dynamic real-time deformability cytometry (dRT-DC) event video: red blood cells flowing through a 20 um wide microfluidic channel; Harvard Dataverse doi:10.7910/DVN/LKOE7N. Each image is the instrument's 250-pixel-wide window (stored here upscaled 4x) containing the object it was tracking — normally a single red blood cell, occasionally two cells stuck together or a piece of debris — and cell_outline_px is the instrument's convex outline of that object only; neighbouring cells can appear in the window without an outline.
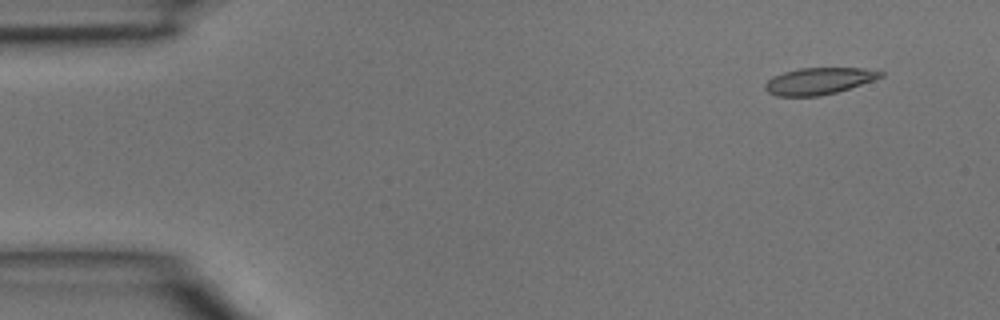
{"species": "common noctule bat (a hibernating species)", "species_latin": "Nyctalus noctula", "temperature_condition": "room temperature", "stored_images_in_passage": 4, "camera_frame_rate_fps": 3000, "um_per_image_px": 0.085, "animal": {"sex": "male", "body_mass_g": 15.6}, "frame": {"image": 1, "passage_image": 1, "time_ms": 0.0, "image_size_px": [1000, 320], "cell_outline_px": [[884, 76], [836, 92], [820, 96], [776, 96], [768, 92], [764, 88], [764, 84], [772, 76], [784, 72], [800, 68], [864, 68], [884, 72]], "centroid_in_image_um": [69.56, 6.88], "position_along_channel_um": 15.4, "area_um2": 17.86}}